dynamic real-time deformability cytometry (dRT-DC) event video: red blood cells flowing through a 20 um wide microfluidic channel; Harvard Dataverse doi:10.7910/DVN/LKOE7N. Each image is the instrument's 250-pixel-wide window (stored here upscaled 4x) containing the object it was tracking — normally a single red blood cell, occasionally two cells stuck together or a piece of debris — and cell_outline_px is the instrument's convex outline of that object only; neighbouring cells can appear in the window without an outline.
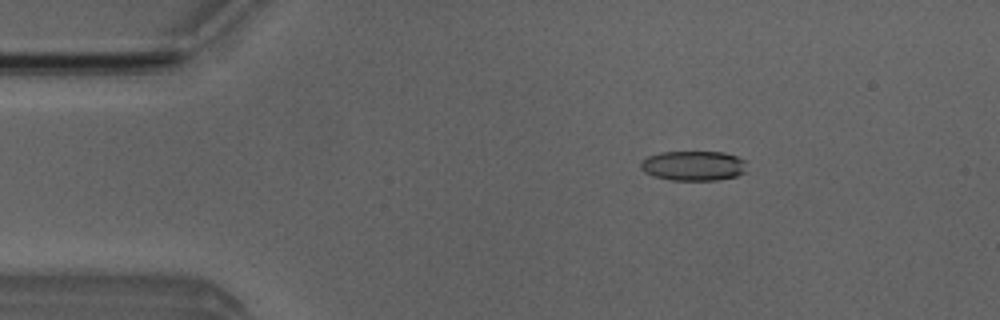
{"species": "Egyptian fruit bat (a non-hibernating species)", "species_latin": "Rousettus aegyptiacus", "temperature_condition": "room temperature", "stored_images_in_passage": 5, "camera_frame_rate_fps": 3000, "um_per_image_px": 0.085, "animal": {"sex": "male"}, "frame": {"image": 1, "passage_image": 3, "time_ms": 2.333, "image_size_px": [1000, 320], "cell_outline_px": [[744, 172], [736, 176], [716, 180], [672, 180], [652, 176], [644, 172], [640, 168], [640, 160], [648, 156], [660, 152], [724, 152], [736, 156], [744, 160]], "centroid_in_image_um": [58.88, 14.08], "position_along_channel_um": 26.1, "area_um2": 18.44}}
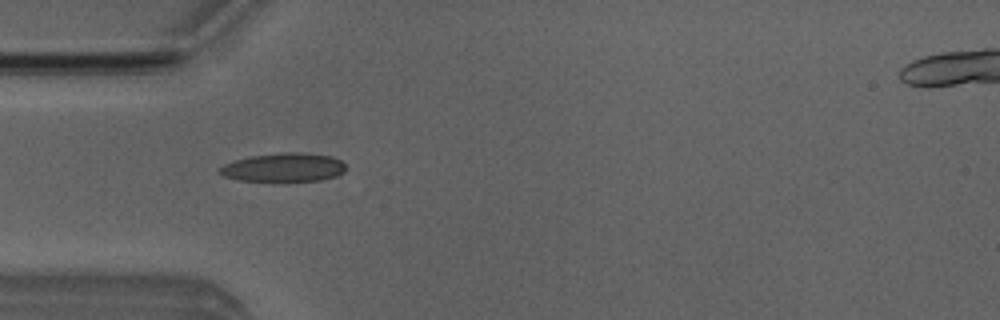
{"frame": {"image": 2, "passage_image": 5, "time_ms": 4.667, "image_size_px": [1000, 320], "cell_outline_px": [[344, 172], [336, 176], [320, 180], [284, 184], [272, 184], [240, 180], [224, 176], [216, 172], [224, 164], [248, 156], [284, 152], [296, 152], [332, 156], [340, 160], [344, 164]], "centroid_in_image_um": [24.07, 14.29], "position_along_channel_um": 60.9, "area_um2": 22.08}}